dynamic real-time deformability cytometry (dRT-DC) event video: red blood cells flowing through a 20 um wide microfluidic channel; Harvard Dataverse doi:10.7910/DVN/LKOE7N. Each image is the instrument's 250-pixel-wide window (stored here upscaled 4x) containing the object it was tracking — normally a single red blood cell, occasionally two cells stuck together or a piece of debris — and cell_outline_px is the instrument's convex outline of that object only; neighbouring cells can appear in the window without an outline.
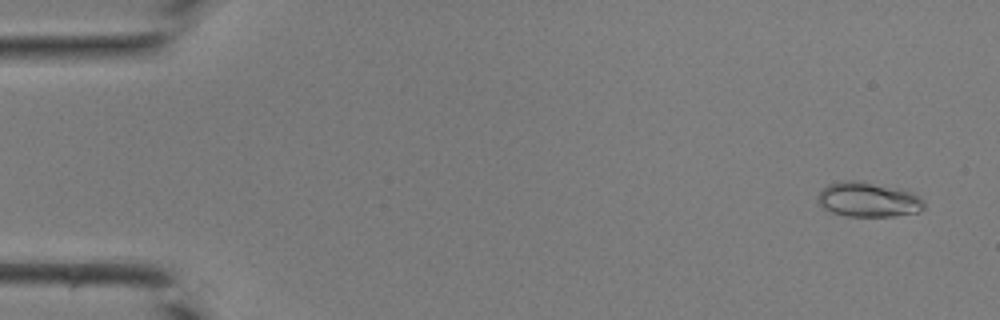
{"species": "common noctule bat (a hibernating species)", "species_latin": "Nyctalus noctula", "temperature_condition": "room temperature", "stored_images_in_passage": 44, "camera_frame_rate_fps": 3000, "um_per_image_px": 0.085, "animal": {"sex": "male", "body_mass_g": 19.0, "forearm_length_mm": 50.8}, "frame": {"image": 1, "passage_image": 3, "time_ms": 0.667, "image_size_px": [1000, 320], "cell_outline_px": [[924, 208], [920, 212], [896, 216], [844, 216], [832, 212], [816, 204], [816, 196], [828, 184], [840, 180], [860, 180], [912, 192], [924, 200]], "centroid_in_image_um": [73.76, 16.97], "position_along_channel_um": 11.2, "area_um2": 21.79}}
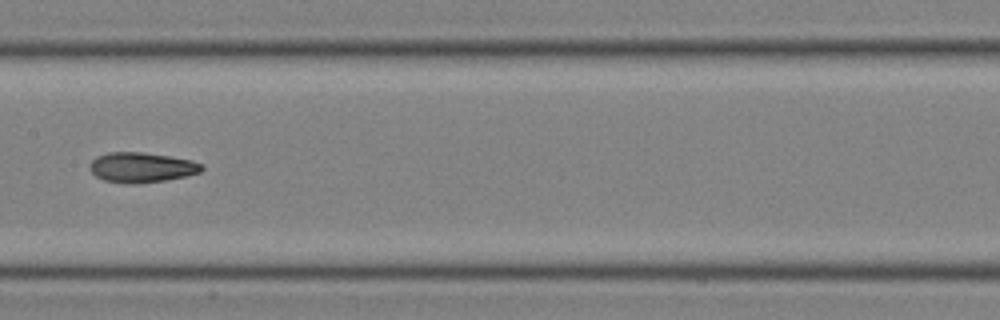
{"frame": {"image": 2, "passage_image": 23, "time_ms": 7.333, "image_size_px": [1000, 320], "cell_outline_px": [[204, 168], [200, 172], [188, 176], [164, 180], [136, 184], [128, 184], [104, 180], [96, 176], [88, 168], [88, 164], [96, 156], [108, 152], [140, 152], [168, 156], [192, 160], [204, 164]], "centroid_in_image_um": [12.03, 14.23], "position_along_channel_um": 195.4, "area_um2": 19.77}}
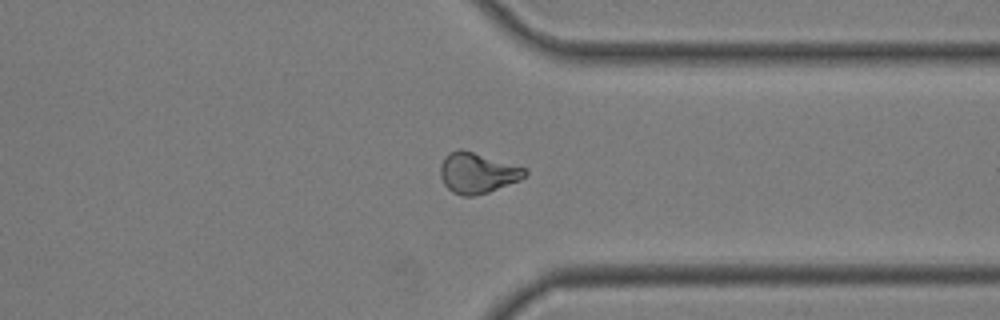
{"frame": {"image": 3, "passage_image": 34, "time_ms": 11.0, "image_size_px": [1000, 320], "cell_outline_px": [[528, 172], [520, 180], [488, 192], [472, 196], [460, 196], [452, 192], [444, 184], [440, 176], [440, 164], [444, 156], [448, 152], [460, 148], [524, 168]], "centroid_in_image_um": [40.51, 14.7], "position_along_channel_um": 370.9, "area_um2": 19.83}}